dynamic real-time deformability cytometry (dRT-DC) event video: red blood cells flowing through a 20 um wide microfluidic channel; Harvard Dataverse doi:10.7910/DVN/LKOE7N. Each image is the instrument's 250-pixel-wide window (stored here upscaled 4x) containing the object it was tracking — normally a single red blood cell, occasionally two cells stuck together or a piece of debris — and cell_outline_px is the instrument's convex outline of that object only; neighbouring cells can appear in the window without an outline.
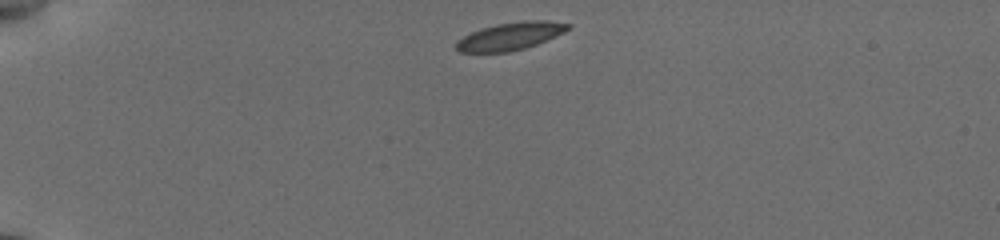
{"species": "common noctule bat (a hibernating species)", "species_latin": "Nyctalus noctula", "temperature_condition": "cold", "stored_images_in_passage": 42, "camera_frame_rate_fps": 3000, "um_per_image_px": 0.085, "animal": {"sex": "female", "body_mass_g": 19.5, "forearm_length_mm": 54.1}, "frame": {"image": 1, "passage_image": 1, "time_ms": 0.0, "image_size_px": [1000, 240], "cell_outline_px": [[572, 28], [564, 32], [536, 44], [524, 48], [508, 52], [460, 52], [456, 48], [456, 44], [464, 36], [480, 28], [496, 24], [524, 20], [548, 20], [572, 24]], "centroid_in_image_um": [43.42, 3.05], "position_along_channel_um": 41.6, "area_um2": 17.92}}
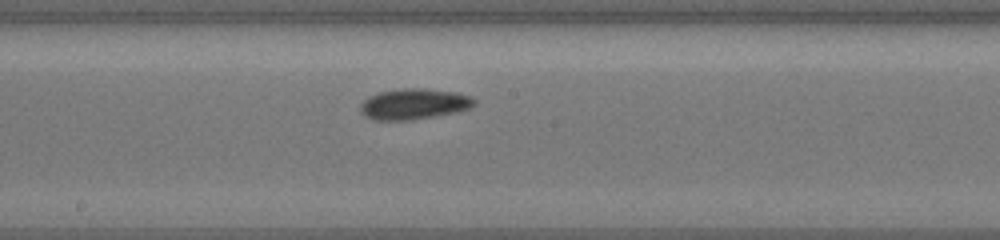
{"frame": {"image": 2, "passage_image": 19, "time_ms": 6.0, "image_size_px": [1000, 240], "cell_outline_px": [[476, 104], [468, 108], [456, 112], [412, 120], [372, 120], [364, 116], [360, 112], [360, 104], [368, 96], [380, 92], [404, 88], [424, 88], [456, 92], [472, 96], [476, 100]], "centroid_in_image_um": [35.17, 8.84], "position_along_channel_um": 213.0, "area_um2": 20.58}}
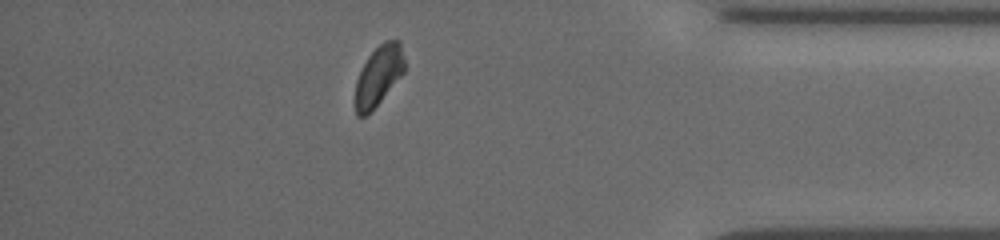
{"frame": {"image": 3, "passage_image": 36, "time_ms": 11.667, "image_size_px": [1000, 240], "cell_outline_px": [[404, 72], [380, 100], [364, 116], [356, 116], [356, 80], [368, 56], [384, 40], [400, 40], [404, 56]], "centroid_in_image_um": [32.2, 6.37], "position_along_channel_um": 403.0, "area_um2": 16.65}, "authors_computed_cell_mechanics": {"area_um2": 18.496, "velocity_mm_per_s": 3.7797, "shape_relaxation_time_tau1_ms": 1.5551, "shape_relaxation_time_tau2_ms": null, "deformation_change_tau1": 0.075, "deformation_change_tau2": null}}